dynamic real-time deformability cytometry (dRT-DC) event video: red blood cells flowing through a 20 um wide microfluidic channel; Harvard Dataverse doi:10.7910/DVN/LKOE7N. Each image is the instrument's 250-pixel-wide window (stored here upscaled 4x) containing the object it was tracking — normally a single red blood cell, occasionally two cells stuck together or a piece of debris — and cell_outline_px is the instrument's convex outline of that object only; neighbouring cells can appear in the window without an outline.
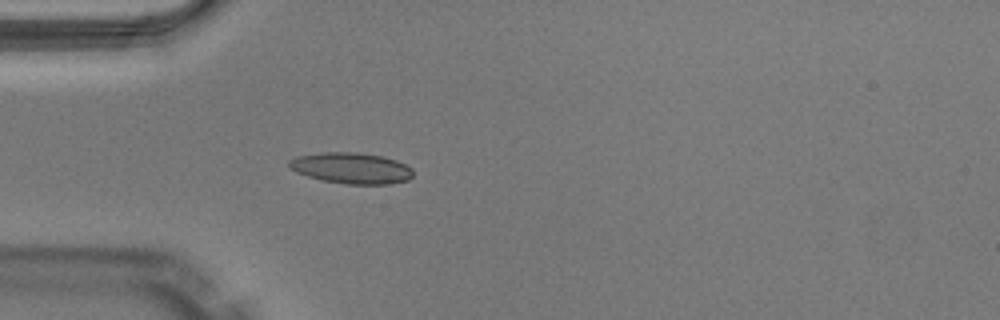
{"species": "Egyptian fruit bat (a non-hibernating species)", "species_latin": "Rousettus aegyptiacus", "temperature_condition": "warm", "stored_images_in_passage": 36, "camera_frame_rate_fps": 3000, "um_per_image_px": 0.085, "animal": {"sex": "male"}, "frame": {"image": 1, "passage_image": 1, "time_ms": 0.0, "image_size_px": [1000, 320], "cell_outline_px": [[412, 176], [408, 180], [392, 184], [344, 184], [320, 180], [296, 172], [288, 164], [288, 160], [296, 156], [324, 152], [356, 152], [384, 156], [396, 160], [412, 168]], "centroid_in_image_um": [29.87, 14.29], "position_along_channel_um": 55.1, "area_um2": 22.54}}
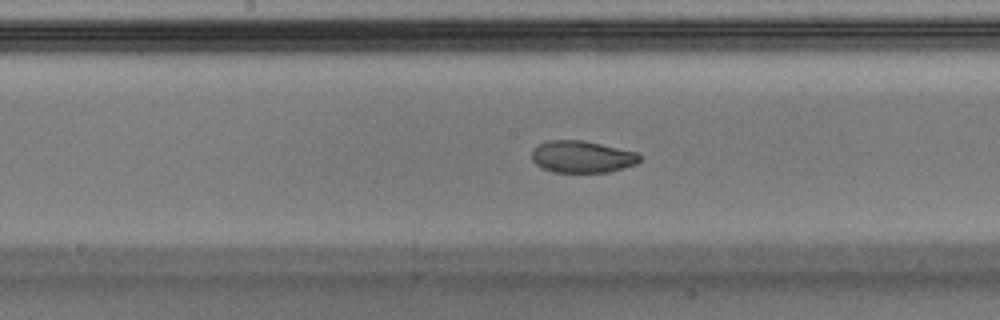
{"frame": {"image": 2, "passage_image": 12, "time_ms": 3.667, "image_size_px": [1000, 320], "cell_outline_px": [[640, 160], [636, 164], [608, 172], [552, 172], [540, 168], [532, 160], [532, 148], [548, 140], [584, 140], [636, 152], [640, 156]], "centroid_in_image_um": [49.43, 13.32], "position_along_channel_um": 198.8, "area_um2": 20.11}}
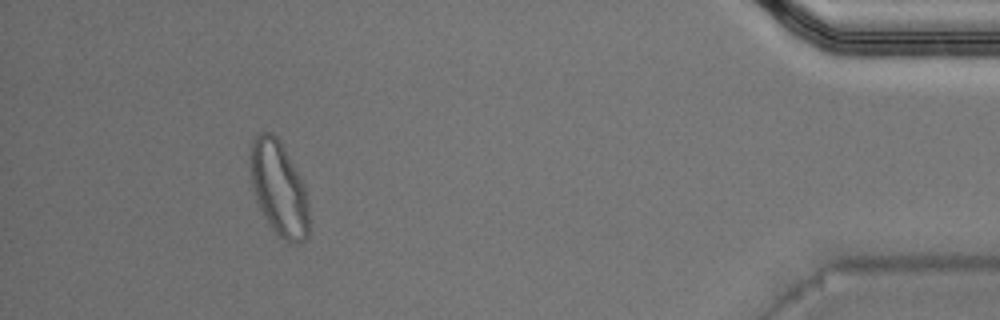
{"frame": {"image": 3, "passage_image": 32, "time_ms": 10.333, "image_size_px": [1000, 320], "cell_outline_px": [[308, 236], [300, 244], [288, 244], [272, 228], [264, 216], [256, 200], [252, 188], [248, 156], [252, 140], [260, 132], [272, 132], [280, 140], [304, 184], [308, 204]], "centroid_in_image_um": [23.68, 16.01], "position_along_channel_um": 411.5, "area_um2": 32.6}, "authors_computed_cell_mechanics": {"area_um2": 21.9062, "velocity_mm_per_s": 4.0687, "shape_relaxation_time_tau1_ms": 6.9596, "shape_relaxation_time_tau2_ms": 1.4794, "deformation_change_tau1": 0.187, "deformation_change_tau2": 0.0549}}